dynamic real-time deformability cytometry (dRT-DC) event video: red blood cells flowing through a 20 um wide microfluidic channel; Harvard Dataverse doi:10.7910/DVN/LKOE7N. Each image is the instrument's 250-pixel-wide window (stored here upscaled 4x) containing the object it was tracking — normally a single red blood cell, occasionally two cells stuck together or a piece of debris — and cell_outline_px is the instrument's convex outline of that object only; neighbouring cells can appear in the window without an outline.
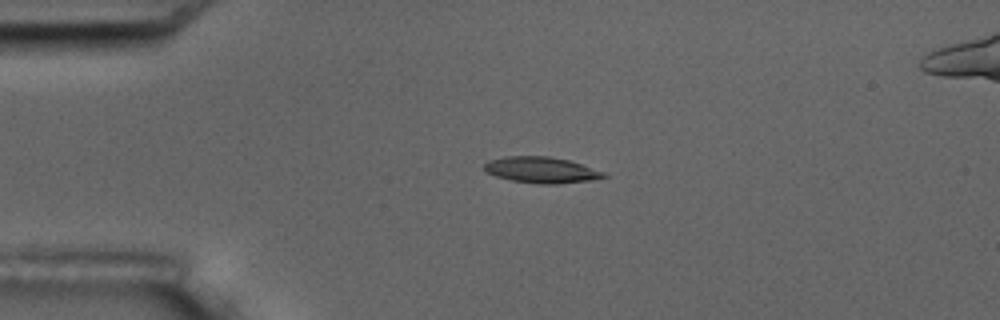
{"species": "common noctule bat (a hibernating species)", "species_latin": "Nyctalus noctula", "temperature_condition": "room temperature", "stored_images_in_passage": 4, "camera_frame_rate_fps": 3000, "um_per_image_px": 0.085, "animal": {"sex": "male", "body_mass_g": 17.5, "forearm_length_mm": 52.3}, "frame": {"image": 1, "passage_image": 3, "time_ms": 2.333, "image_size_px": [1000, 320], "cell_outline_px": [[608, 176], [592, 180], [556, 184], [540, 184], [512, 180], [496, 176], [484, 172], [484, 164], [488, 160], [504, 156], [548, 156], [568, 160], [608, 172]], "centroid_in_image_um": [46.03, 14.44], "position_along_channel_um": 39.0, "area_um2": 18.32}}